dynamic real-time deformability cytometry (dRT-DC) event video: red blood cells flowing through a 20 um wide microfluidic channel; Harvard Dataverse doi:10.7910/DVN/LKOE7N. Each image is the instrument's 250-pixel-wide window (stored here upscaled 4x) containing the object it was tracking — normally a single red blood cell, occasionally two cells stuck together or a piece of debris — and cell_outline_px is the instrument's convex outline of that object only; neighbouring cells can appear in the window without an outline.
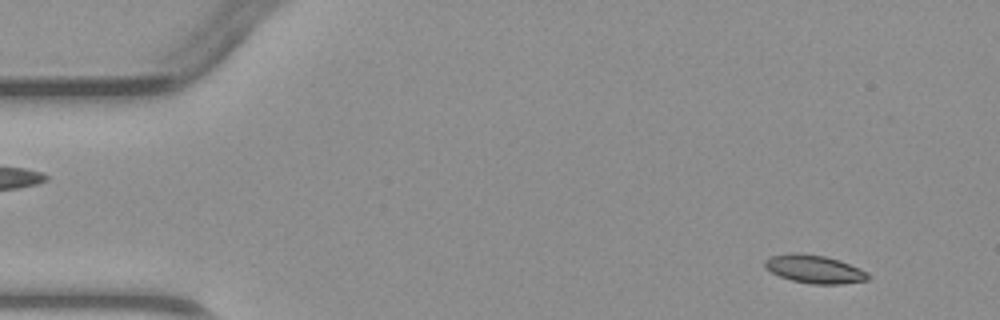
{"species": "common noctule bat (a hibernating species)", "species_latin": "Nyctalus noctula", "temperature_condition": "warm", "stored_images_in_passage": 3, "camera_frame_rate_fps": 3000, "um_per_image_px": 0.085, "animal": {"sex": "male", "body_mass_g": 23.1, "forearm_length_mm": 52.7}, "frame": {"image": 1, "passage_image": 1, "time_ms": 0.0, "image_size_px": [1000, 320], "cell_outline_px": [[872, 276], [868, 280], [840, 284], [812, 284], [792, 280], [780, 276], [764, 268], [764, 260], [772, 256], [792, 252], [824, 256], [840, 260], [868, 272]], "centroid_in_image_um": [69.24, 22.88], "position_along_channel_um": 15.8, "area_um2": 16.94}}